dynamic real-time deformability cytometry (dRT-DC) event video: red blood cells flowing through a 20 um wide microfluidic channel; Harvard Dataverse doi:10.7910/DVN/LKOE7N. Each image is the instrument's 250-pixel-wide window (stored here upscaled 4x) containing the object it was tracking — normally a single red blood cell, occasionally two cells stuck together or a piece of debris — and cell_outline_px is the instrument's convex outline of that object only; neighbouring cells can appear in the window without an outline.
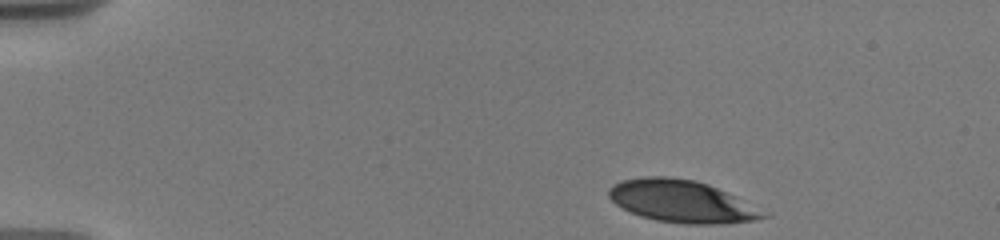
{"species": "human", "species_latin": "Homo sapiens", "temperature_condition": "warm", "stored_images_in_passage": 7, "camera_frame_rate_fps": 3000, "um_per_image_px": 0.085, "donor": {"sex": "male"}, "frame": {"image": 1, "passage_image": 1, "time_ms": 0.0, "image_size_px": [1000, 240], "cell_outline_px": [[772, 216], [756, 220], [728, 224], [684, 224], [656, 220], [640, 216], [616, 204], [608, 196], [608, 188], [612, 184], [620, 180], [644, 176], [668, 176], [696, 180], [708, 184], [736, 196], [772, 212]], "centroid_in_image_um": [58.03, 17.12], "position_along_channel_um": 27.0, "area_um2": 38.84}}
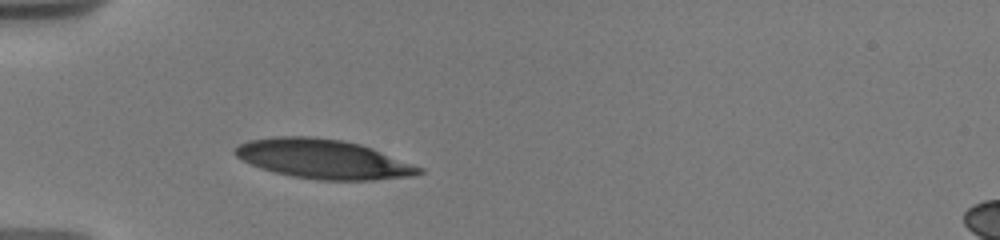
{"frame": {"image": 2, "passage_image": 5, "time_ms": 3.0, "image_size_px": [1000, 240], "cell_outline_px": [[424, 172], [412, 176], [372, 180], [316, 180], [292, 176], [260, 168], [236, 156], [232, 152], [232, 148], [248, 140], [276, 136], [308, 136], [344, 140], [360, 144], [372, 148], [424, 168]], "centroid_in_image_um": [27.47, 13.51], "position_along_channel_um": 57.5, "area_um2": 42.19}}
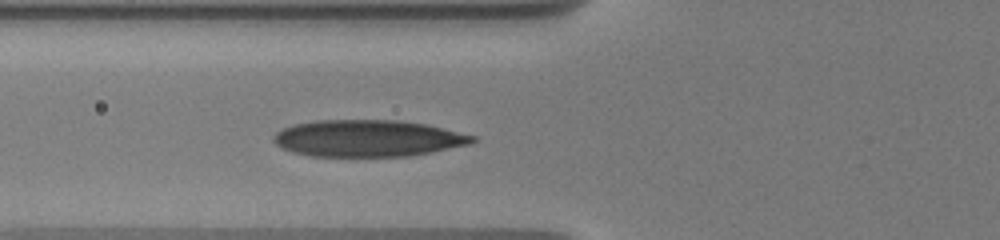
{"frame": {"image": 3, "passage_image": 7, "time_ms": 4.333, "image_size_px": [1000, 240], "cell_outline_px": [[476, 140], [472, 144], [408, 156], [312, 156], [292, 152], [280, 148], [272, 140], [272, 136], [276, 132], [292, 124], [316, 120], [400, 120], [428, 124], [476, 136]], "centroid_in_image_um": [31.25, 11.75], "position_along_channel_um": 94.5, "area_um2": 42.83}}